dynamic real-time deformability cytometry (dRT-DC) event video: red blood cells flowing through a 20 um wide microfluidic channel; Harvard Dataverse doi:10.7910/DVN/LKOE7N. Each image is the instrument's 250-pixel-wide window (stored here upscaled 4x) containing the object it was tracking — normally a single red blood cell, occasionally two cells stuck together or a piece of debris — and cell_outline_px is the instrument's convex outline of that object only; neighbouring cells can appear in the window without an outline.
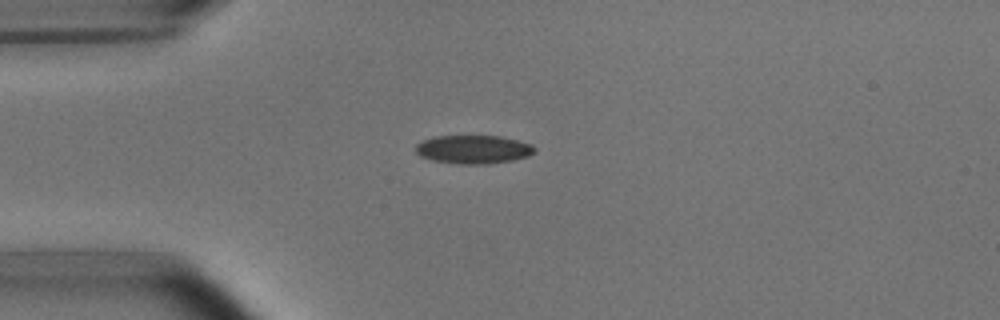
{"species": "common noctule bat (a hibernating species)", "species_latin": "Nyctalus noctula", "temperature_condition": "room temperature", "stored_images_in_passage": 2, "camera_frame_rate_fps": 3000, "um_per_image_px": 0.085, "animal": {"sex": "male", "body_mass_g": 15.6}, "frame": {"image": 1, "passage_image": 1, "time_ms": 0.0, "image_size_px": [1000, 320], "cell_outline_px": [[536, 152], [528, 156], [512, 160], [488, 164], [460, 164], [432, 160], [420, 156], [416, 152], [416, 144], [424, 140], [436, 136], [500, 136], [532, 144], [536, 148]], "centroid_in_image_um": [40.26, 12.7], "position_along_channel_um": 44.7, "area_um2": 19.71}}
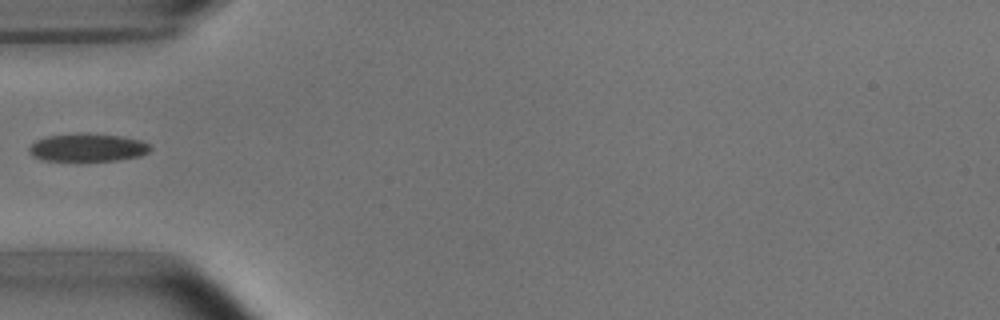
{"frame": {"image": 2, "passage_image": 2, "time_ms": 1.333, "image_size_px": [1000, 320], "cell_outline_px": [[152, 148], [148, 152], [140, 156], [120, 160], [40, 160], [32, 156], [28, 152], [28, 148], [36, 140], [44, 136], [84, 132], [88, 132], [124, 136], [140, 140], [148, 144]], "centroid_in_image_um": [7.43, 12.52], "position_along_channel_um": 77.6, "area_um2": 20.06}}